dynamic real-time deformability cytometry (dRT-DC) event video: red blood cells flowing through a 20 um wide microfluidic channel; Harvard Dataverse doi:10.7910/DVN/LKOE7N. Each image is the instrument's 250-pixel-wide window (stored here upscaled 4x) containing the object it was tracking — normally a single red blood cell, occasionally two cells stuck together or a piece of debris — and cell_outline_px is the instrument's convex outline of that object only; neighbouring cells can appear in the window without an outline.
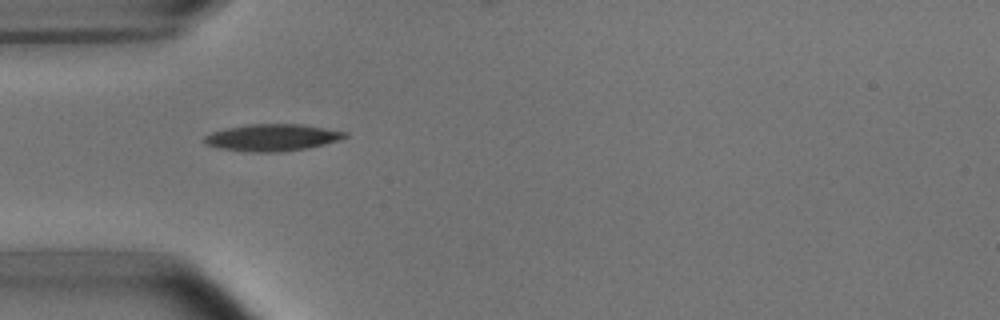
{"species": "common noctule bat (a hibernating species)", "species_latin": "Nyctalus noctula", "temperature_condition": "room temperature", "stored_images_in_passage": 11, "camera_frame_rate_fps": 3000, "um_per_image_px": 0.085, "animal": {"sex": "male", "body_mass_g": 15.6}, "frame": {"image": 1, "passage_image": 5, "time_ms": 5.333, "image_size_px": [1000, 320], "cell_outline_px": [[348, 136], [340, 140], [308, 148], [280, 152], [248, 152], [216, 148], [204, 144], [204, 136], [212, 132], [228, 128], [248, 124], [300, 124], [348, 132]], "centroid_in_image_um": [23.12, 11.7], "position_along_channel_um": 61.9, "area_um2": 22.14}}
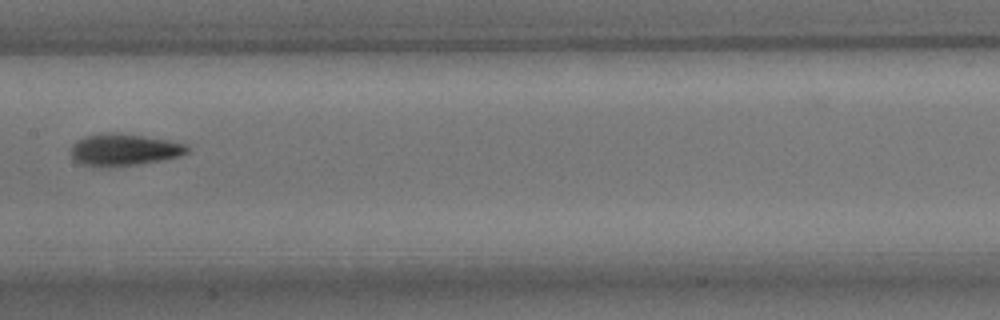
{"frame": {"image": 2, "passage_image": 8, "time_ms": 9.0, "image_size_px": [1000, 320], "cell_outline_px": [[188, 152], [180, 156], [164, 160], [108, 168], [92, 168], [80, 164], [72, 156], [72, 144], [76, 140], [84, 136], [100, 132], [120, 132], [168, 140], [188, 144]], "centroid_in_image_um": [10.51, 12.73], "position_along_channel_um": 196.9, "area_um2": 22.25}}
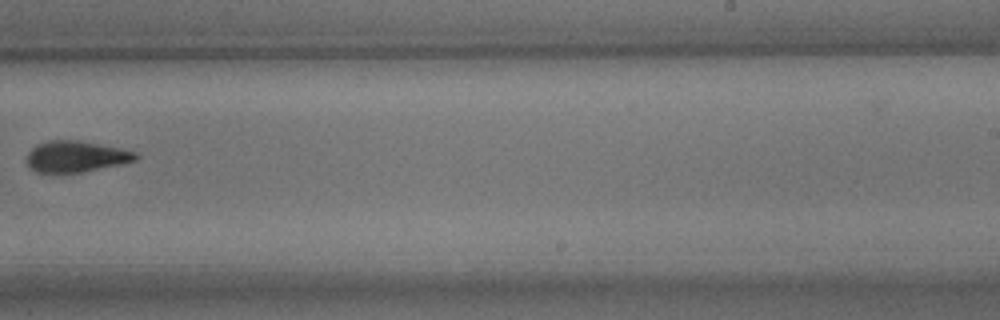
{"frame": {"image": 3, "passage_image": 10, "time_ms": 11.333, "image_size_px": [1000, 320], "cell_outline_px": [[140, 156], [136, 160], [120, 164], [80, 172], [36, 172], [28, 168], [28, 152], [36, 144], [48, 140], [80, 140], [136, 152]], "centroid_in_image_um": [6.43, 13.29], "position_along_channel_um": 282.6, "area_um2": 19.59}}